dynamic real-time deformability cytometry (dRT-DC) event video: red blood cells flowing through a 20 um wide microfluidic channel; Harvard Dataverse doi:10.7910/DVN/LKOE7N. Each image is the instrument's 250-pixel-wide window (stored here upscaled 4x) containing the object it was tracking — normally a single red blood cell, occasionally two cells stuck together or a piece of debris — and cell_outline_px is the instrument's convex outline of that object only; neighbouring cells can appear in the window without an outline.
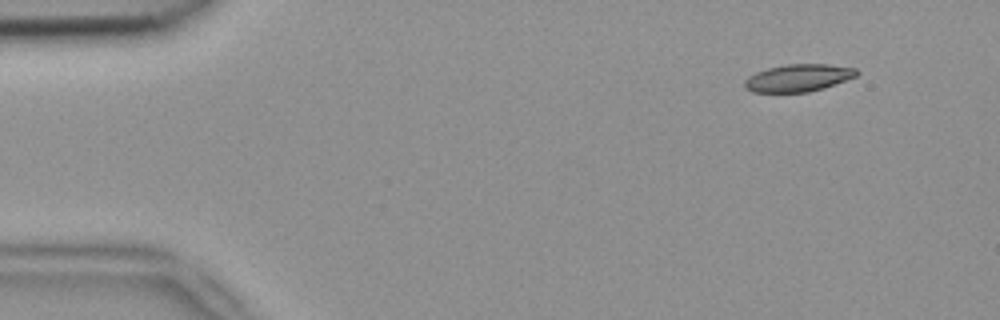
{"species": "common noctule bat (a hibernating species)", "species_latin": "Nyctalus noctula", "temperature_condition": "room temperature", "stored_images_in_passage": 4, "camera_frame_rate_fps": 3000, "um_per_image_px": 0.085, "animal": {"sex": "female", "body_mass_g": 18.4}, "frame": {"image": 1, "passage_image": 1, "time_ms": 0.0, "image_size_px": [1000, 320], "cell_outline_px": [[860, 72], [856, 76], [824, 88], [808, 92], [752, 92], [744, 88], [744, 80], [748, 76], [756, 72], [768, 68], [784, 64], [828, 64], [856, 68]], "centroid_in_image_um": [67.84, 6.62], "position_along_channel_um": 17.2, "area_um2": 17.98}}
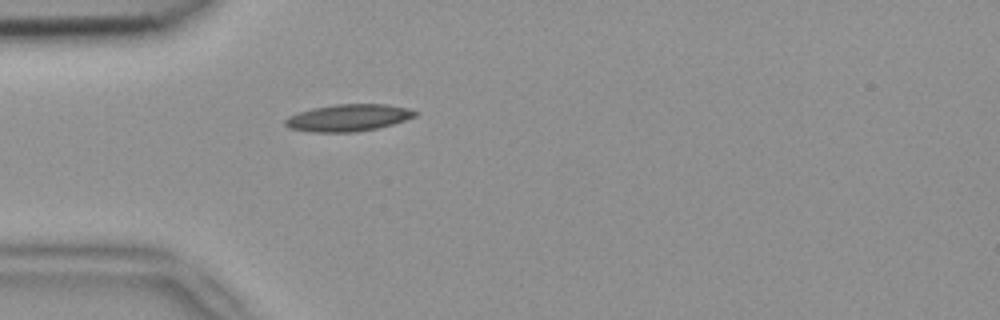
{"frame": {"image": 2, "passage_image": 4, "time_ms": 1.0, "image_size_px": [1000, 320], "cell_outline_px": [[416, 116], [392, 124], [376, 128], [356, 132], [312, 132], [288, 128], [284, 124], [284, 120], [288, 116], [312, 108], [336, 104], [384, 104], [404, 108], [416, 112]], "centroid_in_image_um": [29.53, 10.01], "position_along_channel_um": 55.5, "area_um2": 20.17}}